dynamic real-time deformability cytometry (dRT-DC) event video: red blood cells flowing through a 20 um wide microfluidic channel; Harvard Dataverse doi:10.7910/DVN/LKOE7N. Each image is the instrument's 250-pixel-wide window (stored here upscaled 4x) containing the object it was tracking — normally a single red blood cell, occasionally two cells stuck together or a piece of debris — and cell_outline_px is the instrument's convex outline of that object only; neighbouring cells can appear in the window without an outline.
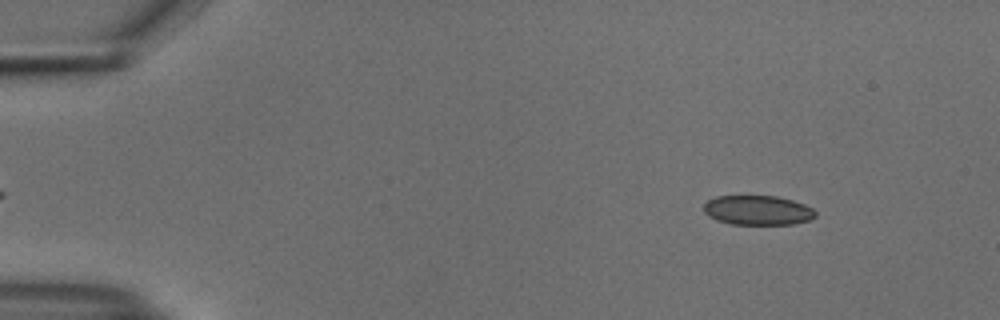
{"species": "common noctule bat (a hibernating species)", "species_latin": "Nyctalus noctula", "temperature_condition": "cold", "stored_images_in_passage": 53, "camera_frame_rate_fps": 3000, "um_per_image_px": 0.085, "animal": {"sex": "male", "body_mass_g": 18.8}, "frame": {"image": 1, "passage_image": 6, "time_ms": 1.667, "image_size_px": [1000, 320], "cell_outline_px": [[816, 216], [808, 220], [792, 224], [732, 224], [716, 220], [708, 216], [704, 212], [704, 204], [708, 200], [716, 196], [776, 196], [792, 200], [804, 204], [812, 208], [816, 212]], "centroid_in_image_um": [64.39, 17.87], "position_along_channel_um": 20.6, "area_um2": 19.19}}
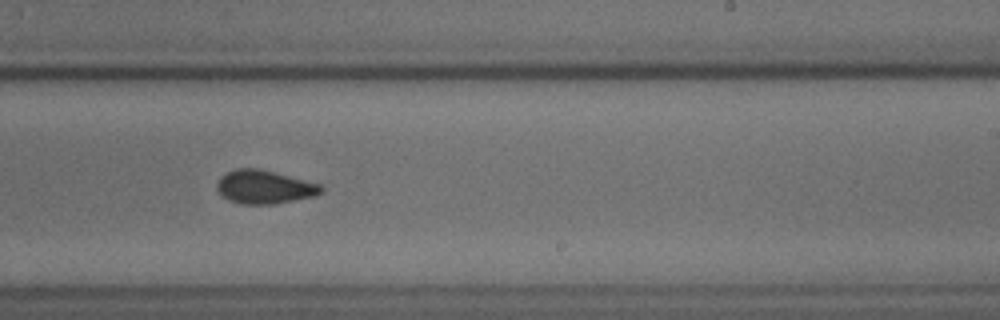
{"frame": {"image": 2, "passage_image": 33, "time_ms": 10.667, "image_size_px": [1000, 320], "cell_outline_px": [[324, 188], [316, 196], [276, 204], [240, 204], [228, 200], [216, 188], [216, 184], [220, 176], [236, 168], [260, 168], [324, 184]], "centroid_in_image_um": [22.52, 15.89], "position_along_channel_um": 266.5, "area_um2": 20.69}}
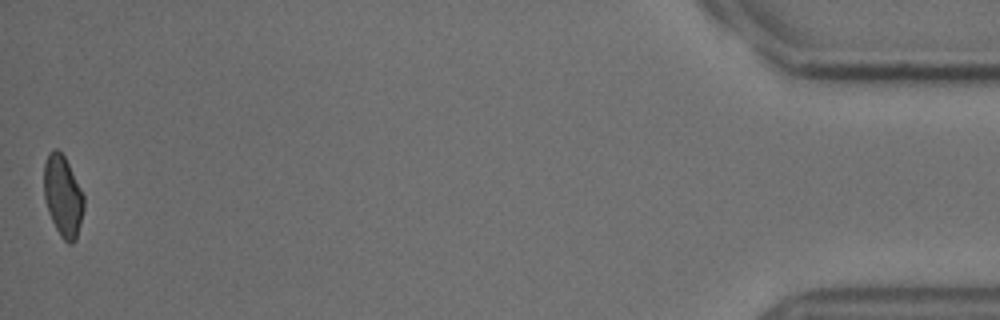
{"frame": {"image": 3, "passage_image": 53, "time_ms": 17.333, "image_size_px": [1000, 320], "cell_outline_px": [[84, 208], [76, 240], [72, 244], [68, 244], [60, 236], [48, 212], [44, 200], [44, 164], [48, 152], [52, 148], [56, 148], [64, 156], [84, 196]], "centroid_in_image_um": [5.33, 16.67], "position_along_channel_um": 429.9, "area_um2": 18.84}, "authors_computed_cell_mechanics": {"area_um2": 20.0566, "velocity_mm_per_s": 3.7659, "shape_relaxation_time_tau1_ms": null, "shape_relaxation_time_tau2_ms": 1.4232, "deformation_change_tau1": null, "deformation_change_tau2": 0.0684}}